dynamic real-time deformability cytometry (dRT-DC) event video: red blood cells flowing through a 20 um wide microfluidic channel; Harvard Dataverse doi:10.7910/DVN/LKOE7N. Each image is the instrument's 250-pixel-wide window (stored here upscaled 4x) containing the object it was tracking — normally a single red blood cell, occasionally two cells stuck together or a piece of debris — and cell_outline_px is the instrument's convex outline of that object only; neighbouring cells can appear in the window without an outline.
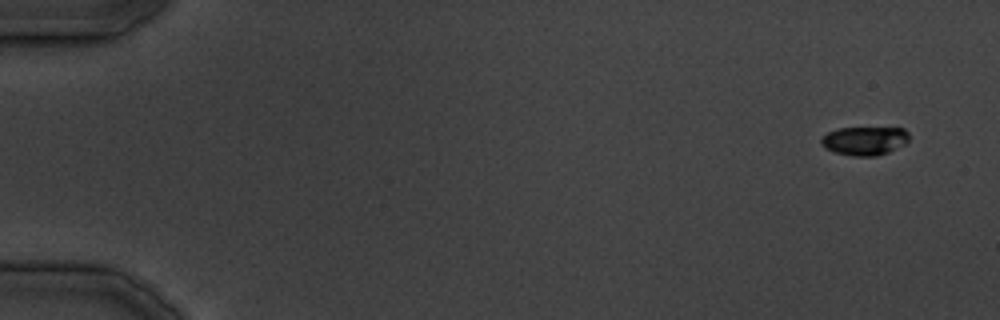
{"species": "common noctule bat (a hibernating species)", "species_latin": "Nyctalus noctula", "temperature_condition": "cold", "stored_images_in_passage": 34, "camera_frame_rate_fps": 3000, "um_per_image_px": 0.085, "animal": {"sex": "male", "body_mass_g": 19.5, "forearm_length_mm": 54.6}, "frame": {"image": 1, "passage_image": 1, "time_ms": 0.0, "image_size_px": [1000, 320], "cell_outline_px": [[908, 140], [904, 144], [888, 152], [876, 156], [852, 156], [836, 152], [824, 148], [820, 144], [820, 140], [828, 132], [840, 128], [904, 128], [908, 132]], "centroid_in_image_um": [73.48, 11.97], "position_along_channel_um": 11.5, "area_um2": 14.57}}
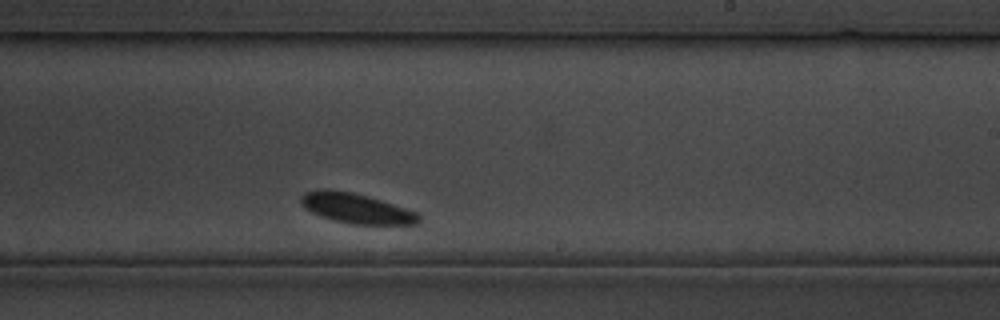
{"frame": {"image": 2, "passage_image": 25, "time_ms": 29.0, "image_size_px": [1000, 320], "cell_outline_px": [[420, 224], [352, 224], [332, 220], [320, 216], [312, 212], [300, 200], [300, 196], [304, 192], [316, 188], [332, 188], [352, 192], [368, 196], [416, 212], [420, 216]], "centroid_in_image_um": [30.25, 17.69], "position_along_channel_um": 258.8, "area_um2": 20.63}}